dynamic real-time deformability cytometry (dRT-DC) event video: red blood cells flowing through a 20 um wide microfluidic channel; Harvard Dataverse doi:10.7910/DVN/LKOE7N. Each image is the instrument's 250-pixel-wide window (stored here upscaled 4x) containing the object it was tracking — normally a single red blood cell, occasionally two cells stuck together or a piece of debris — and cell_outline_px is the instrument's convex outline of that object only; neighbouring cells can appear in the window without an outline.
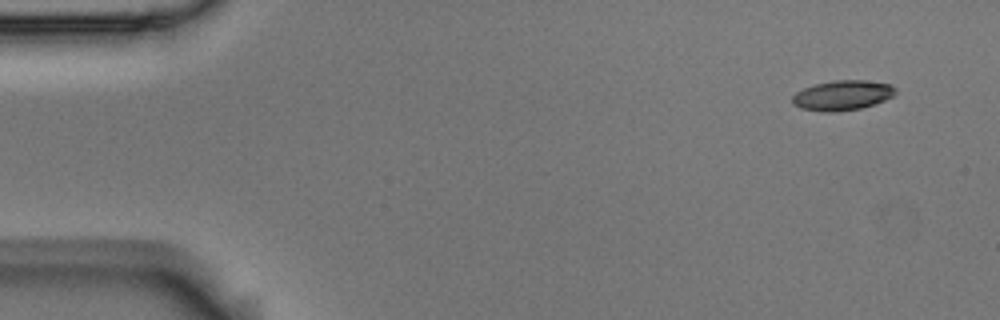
{"species": "Egyptian fruit bat (a non-hibernating species)", "species_latin": "Rousettus aegyptiacus", "temperature_condition": "room temperature", "stored_images_in_passage": 6, "camera_frame_rate_fps": 3000, "um_per_image_px": 0.085, "animal": {"sex": "male"}, "frame": {"image": 1, "passage_image": 1, "time_ms": 0.0, "image_size_px": [1000, 320], "cell_outline_px": [[896, 92], [892, 96], [884, 100], [860, 108], [832, 112], [828, 112], [800, 108], [792, 104], [792, 96], [796, 92], [804, 88], [816, 84], [832, 80], [864, 80], [892, 84], [896, 88]], "centroid_in_image_um": [71.59, 8.09], "position_along_channel_um": 13.4, "area_um2": 17.86}}
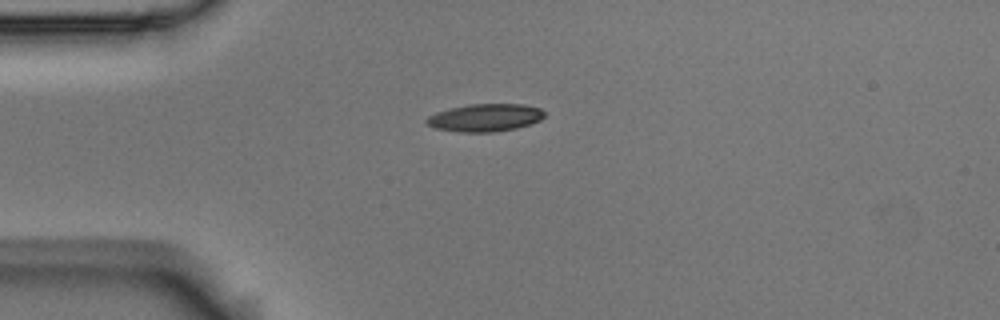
{"frame": {"image": 2, "passage_image": 4, "time_ms": 1.0, "image_size_px": [1000, 320], "cell_outline_px": [[544, 116], [540, 120], [516, 128], [496, 132], [460, 132], [436, 128], [428, 124], [424, 120], [428, 116], [436, 112], [468, 104], [524, 104], [540, 108], [544, 112]], "centroid_in_image_um": [41.23, 10.0], "position_along_channel_um": 43.8, "area_um2": 18.9}}
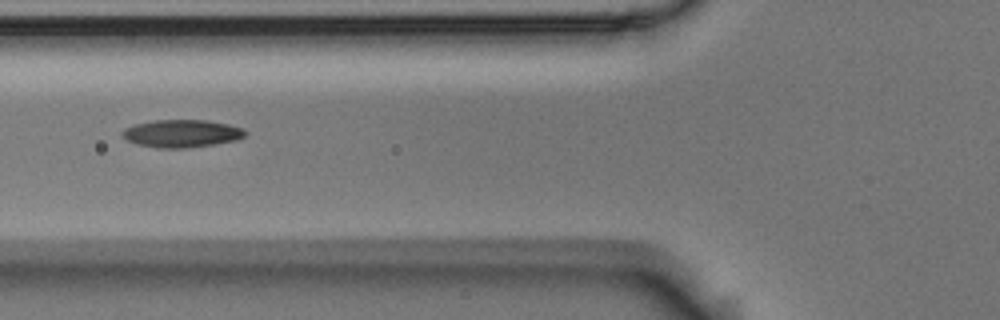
{"frame": {"image": 3, "passage_image": 6, "time_ms": 1.667, "image_size_px": [1000, 320], "cell_outline_px": [[248, 132], [244, 136], [236, 140], [188, 148], [156, 148], [136, 144], [120, 136], [120, 132], [124, 128], [136, 124], [156, 120], [208, 120], [228, 124], [244, 128]], "centroid_in_image_um": [15.43, 11.34], "position_along_channel_um": 110.4, "area_um2": 19.94}}